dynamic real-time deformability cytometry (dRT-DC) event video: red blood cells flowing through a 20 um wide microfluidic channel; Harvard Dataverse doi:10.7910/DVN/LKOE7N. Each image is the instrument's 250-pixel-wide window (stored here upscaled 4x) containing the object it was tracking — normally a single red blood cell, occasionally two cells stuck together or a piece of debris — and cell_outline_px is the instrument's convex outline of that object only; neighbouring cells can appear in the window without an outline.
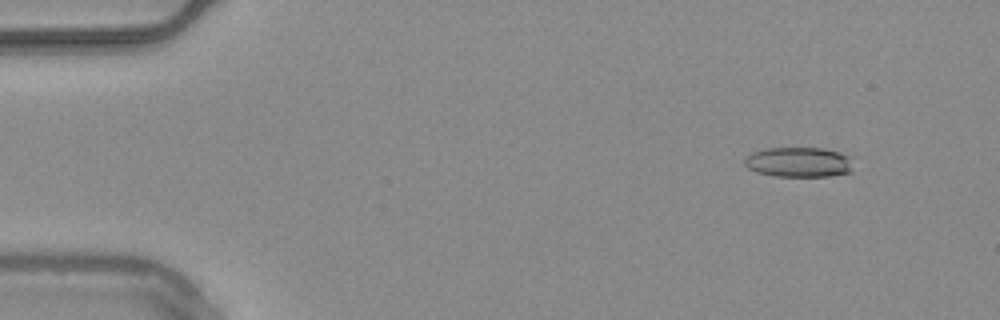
{"species": "common noctule bat (a hibernating species)", "species_latin": "Nyctalus noctula", "temperature_condition": "warm", "stored_images_in_passage": 53, "camera_frame_rate_fps": 3000, "um_per_image_px": 0.085, "animal": {"sex": "male", "body_mass_g": 20.4}, "frame": {"image": 1, "passage_image": 4, "time_ms": 1.0, "image_size_px": [1000, 320], "cell_outline_px": [[852, 172], [832, 176], [776, 176], [756, 172], [748, 168], [744, 164], [744, 156], [752, 152], [764, 148], [824, 148], [840, 152], [852, 156]], "centroid_in_image_um": [67.91, 13.77], "position_along_channel_um": 17.1, "area_um2": 19.36}}
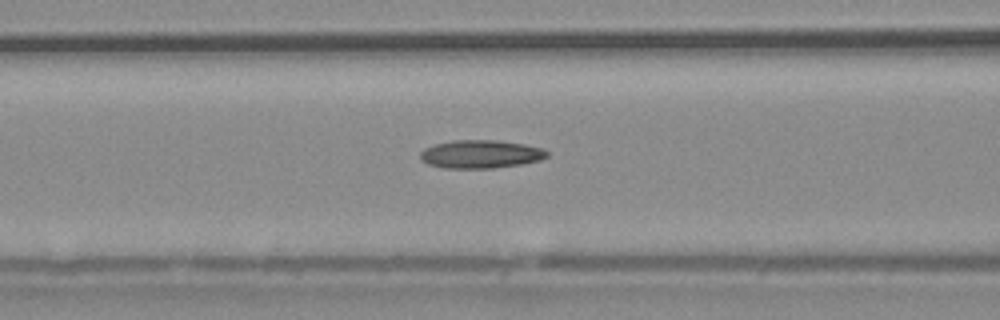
{"frame": {"image": 2, "passage_image": 21, "time_ms": 6.667, "image_size_px": [1000, 320], "cell_outline_px": [[548, 156], [540, 160], [520, 164], [492, 168], [444, 168], [428, 164], [420, 160], [420, 152], [424, 148], [436, 144], [452, 140], [500, 140], [524, 144], [544, 148], [548, 152]], "centroid_in_image_um": [40.85, 13.09], "position_along_channel_um": 125.7, "area_um2": 20.92}}
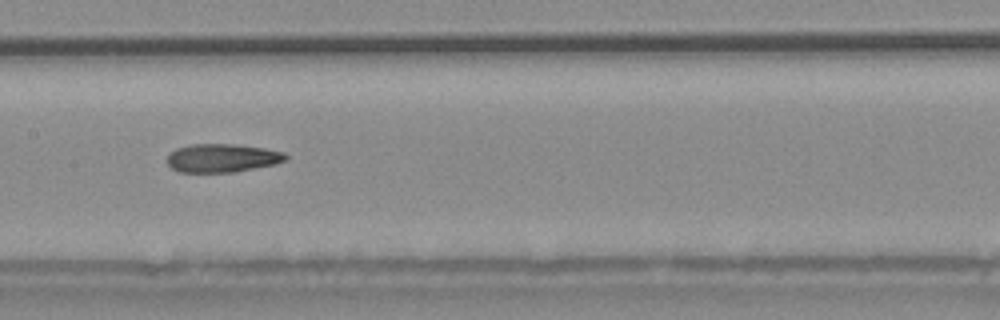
{"frame": {"image": 3, "passage_image": 26, "time_ms": 8.333, "image_size_px": [1000, 320], "cell_outline_px": [[288, 160], [276, 164], [236, 172], [180, 172], [172, 168], [168, 164], [168, 156], [176, 148], [192, 144], [232, 144], [264, 148], [284, 152], [288, 156]], "centroid_in_image_um": [18.93, 13.43], "position_along_channel_um": 188.5, "area_um2": 19.65}, "authors_computed_cell_mechanics": {"area_um2": 19.7676, "velocity_mm_per_s": 3.7653, "shape_relaxation_time_tau1_ms": 10.1945, "shape_relaxation_time_tau2_ms": 5.4207, "deformation_change_tau1": 0.2443, "deformation_change_tau2": 0.1694}}